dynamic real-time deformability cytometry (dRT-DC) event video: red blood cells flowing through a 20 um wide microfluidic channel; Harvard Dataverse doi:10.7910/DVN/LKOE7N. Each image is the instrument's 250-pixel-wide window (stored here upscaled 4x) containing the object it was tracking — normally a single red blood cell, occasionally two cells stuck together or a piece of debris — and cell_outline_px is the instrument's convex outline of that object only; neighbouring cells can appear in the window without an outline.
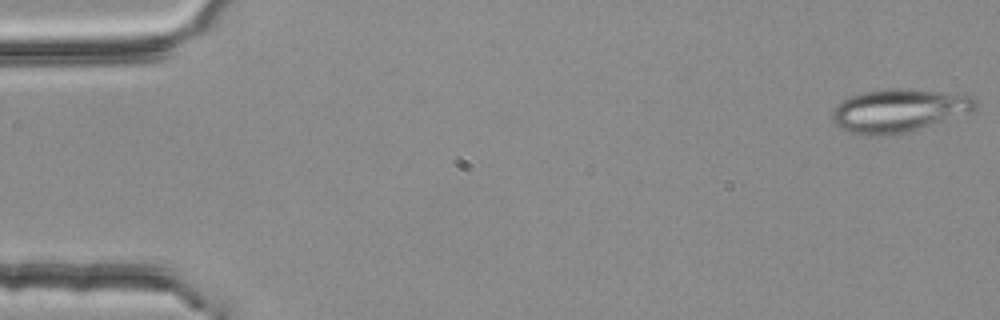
{"species": "common noctule bat (a hibernating species)", "species_latin": "Nyctalus noctula", "temperature_condition": "room temperature", "stored_images_in_passage": 4, "camera_frame_rate_fps": 3000, "um_per_image_px": 0.085, "animal": {"sex": "female", "body_mass_g": 25.1}, "frame": {"image": 1, "passage_image": 1, "time_ms": 0.0, "image_size_px": [1000, 320], "cell_outline_px": [[980, 104], [976, 108], [968, 112], [920, 128], [904, 132], [872, 136], [868, 136], [852, 132], [840, 128], [832, 124], [832, 112], [840, 100], [848, 96], [864, 92], [888, 88], [908, 88], [976, 96]], "centroid_in_image_um": [76.37, 9.37], "position_along_channel_um": 8.6, "area_um2": 35.95}}